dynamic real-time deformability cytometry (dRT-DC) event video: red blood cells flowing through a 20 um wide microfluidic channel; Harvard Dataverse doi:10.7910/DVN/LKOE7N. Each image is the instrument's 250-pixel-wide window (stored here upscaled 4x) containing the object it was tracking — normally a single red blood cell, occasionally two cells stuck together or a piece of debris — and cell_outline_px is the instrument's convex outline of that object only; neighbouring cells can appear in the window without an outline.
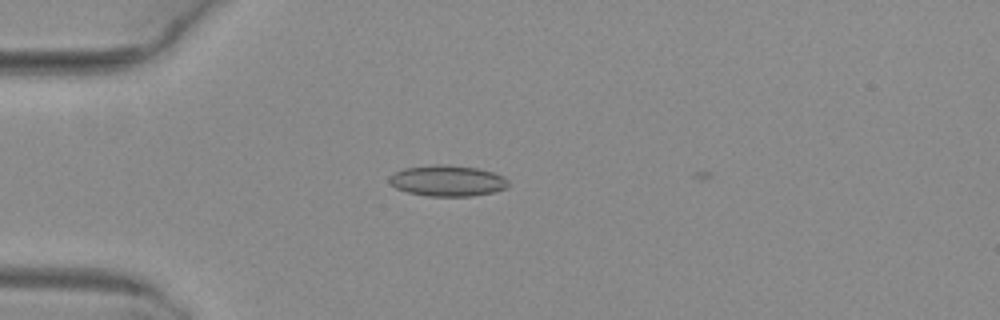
{"species": "common noctule bat (a hibernating species)", "species_latin": "Nyctalus noctula", "temperature_condition": "warm", "stored_images_in_passage": 3, "camera_frame_rate_fps": 3000, "um_per_image_px": 0.085, "animal": {"sex": "female", "body_mass_g": 29.2, "forearm_length_mm": 56.3}, "frame": {"image": 1, "passage_image": 3, "time_ms": 0.667, "image_size_px": [1000, 320], "cell_outline_px": [[508, 188], [496, 192], [472, 196], [428, 196], [408, 192], [396, 188], [388, 180], [388, 176], [404, 168], [436, 164], [448, 164], [480, 168], [504, 176], [508, 180]], "centroid_in_image_um": [38.07, 15.36], "position_along_channel_um": 46.9, "area_um2": 21.73}}